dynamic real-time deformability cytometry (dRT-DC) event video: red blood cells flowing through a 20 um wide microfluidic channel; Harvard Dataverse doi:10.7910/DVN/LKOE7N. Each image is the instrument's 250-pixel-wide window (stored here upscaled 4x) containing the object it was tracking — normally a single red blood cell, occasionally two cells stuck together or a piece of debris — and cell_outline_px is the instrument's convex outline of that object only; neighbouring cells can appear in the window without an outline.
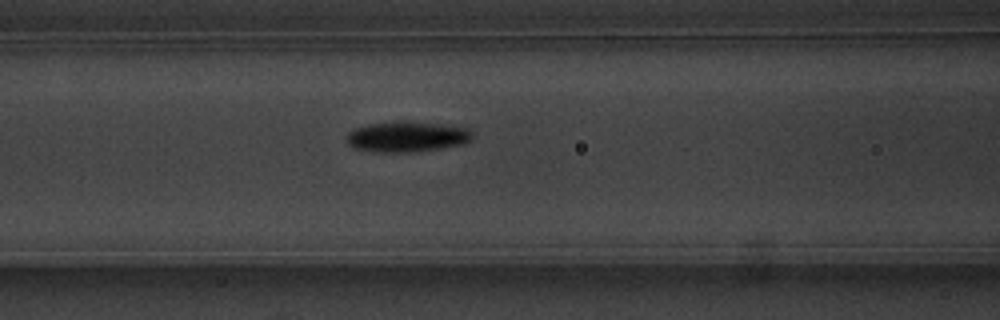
{"species": "common noctule bat (a hibernating species)", "species_latin": "Nyctalus noctula", "temperature_condition": "warm", "stored_images_in_passage": 41, "camera_frame_rate_fps": 3000, "um_per_image_px": 0.085, "animal": {"sex": "male", "body_mass_g": 20.1, "forearm_length_mm": 53.5}, "frame": {"image": 1, "passage_image": 10, "time_ms": 3.0, "image_size_px": [1000, 320], "cell_outline_px": [[472, 140], [464, 144], [416, 152], [376, 152], [356, 148], [348, 144], [348, 132], [356, 128], [368, 124], [396, 120], [404, 120], [440, 124], [468, 128], [472, 132]], "centroid_in_image_um": [34.62, 11.6], "position_along_channel_um": 132.0, "area_um2": 22.54}}
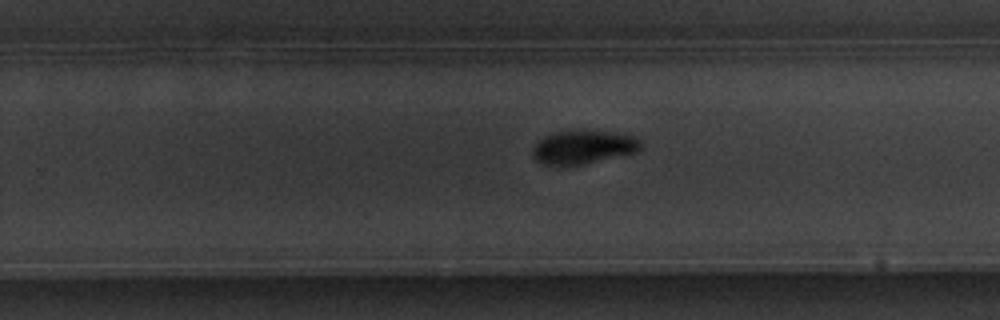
{"frame": {"image": 2, "passage_image": 22, "time_ms": 7.0, "image_size_px": [1000, 320], "cell_outline_px": [[640, 148], [636, 152], [584, 164], [544, 164], [536, 160], [532, 156], [532, 148], [544, 136], [552, 132], [576, 128], [584, 128], [612, 132], [632, 136], [640, 140]], "centroid_in_image_um": [49.55, 12.45], "position_along_channel_um": 280.3, "area_um2": 21.39}}
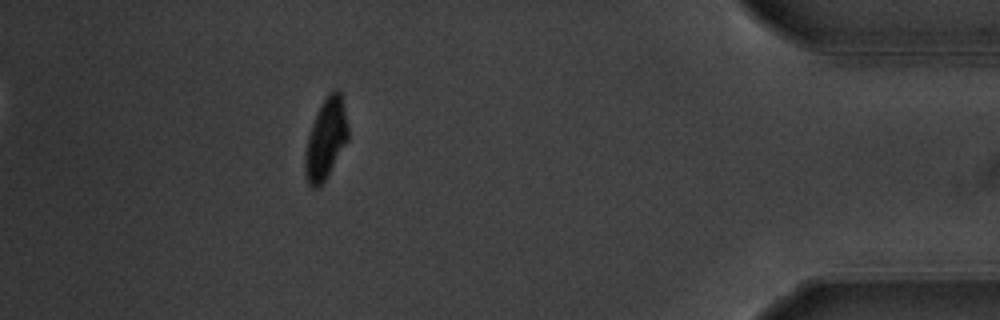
{"frame": {"image": 3, "passage_image": 36, "time_ms": 11.667, "image_size_px": [1000, 320], "cell_outline_px": [[348, 140], [328, 176], [316, 188], [312, 188], [308, 184], [304, 172], [304, 156], [308, 136], [316, 112], [320, 104], [328, 92], [332, 88], [336, 88], [340, 92], [344, 108], [348, 128]], "centroid_in_image_um": [27.68, 11.8], "position_along_channel_um": 407.5, "area_um2": 20.35}, "authors_computed_cell_mechanics": {"area_um2": 21.3282, "velocity_mm_per_s": 3.708, "shape_relaxation_time_tau1_ms": 2.2248, "shape_relaxation_time_tau2_ms": null, "deformation_change_tau1": 0.1583, "deformation_change_tau2": null}}